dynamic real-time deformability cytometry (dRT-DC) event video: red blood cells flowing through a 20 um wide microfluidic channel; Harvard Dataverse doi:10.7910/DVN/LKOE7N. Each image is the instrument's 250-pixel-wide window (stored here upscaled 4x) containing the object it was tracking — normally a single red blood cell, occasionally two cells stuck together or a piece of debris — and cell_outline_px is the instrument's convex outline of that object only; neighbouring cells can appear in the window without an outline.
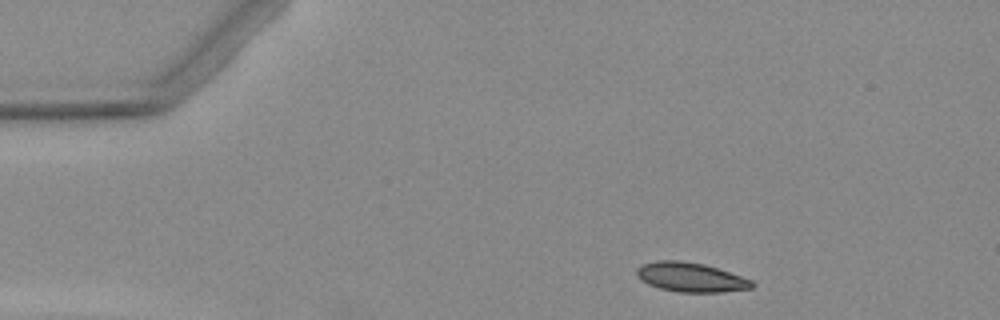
{"species": "Egyptian fruit bat (a non-hibernating species)", "species_latin": "Rousettus aegyptiacus", "temperature_condition": "warm", "stored_images_in_passage": 3, "camera_frame_rate_fps": 3000, "um_per_image_px": 0.085, "animal": {"sex": "female"}, "frame": {"image": 1, "passage_image": 1, "time_ms": 0.0, "image_size_px": [1000, 320], "cell_outline_px": [[756, 284], [752, 288], [720, 292], [676, 292], [660, 288], [648, 284], [640, 280], [636, 276], [636, 268], [640, 264], [656, 260], [680, 260], [704, 264], [752, 280]], "centroid_in_image_um": [58.65, 23.56], "position_along_channel_um": 26.3, "area_um2": 19.83}}